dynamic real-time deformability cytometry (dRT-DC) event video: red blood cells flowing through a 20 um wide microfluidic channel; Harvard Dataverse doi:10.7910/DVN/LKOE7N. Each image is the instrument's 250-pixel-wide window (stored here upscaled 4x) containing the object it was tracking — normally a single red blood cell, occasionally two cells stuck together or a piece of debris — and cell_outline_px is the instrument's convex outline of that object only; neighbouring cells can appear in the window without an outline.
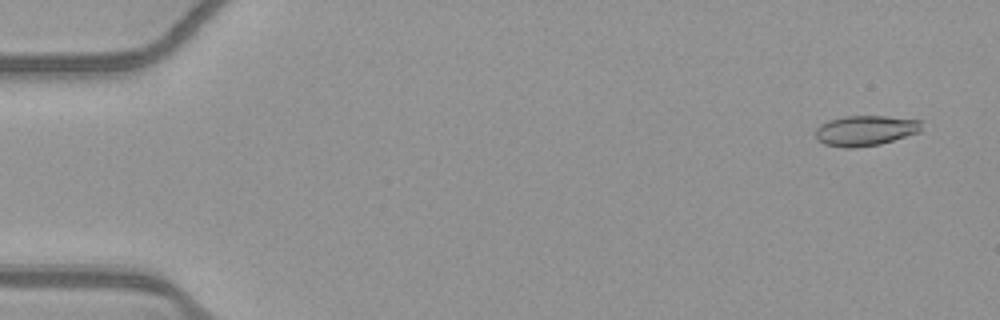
{"species": "common noctule bat (a hibernating species)", "species_latin": "Nyctalus noctula", "temperature_condition": "warm", "stored_images_in_passage": 53, "camera_frame_rate_fps": 3000, "um_per_image_px": 0.085, "animal": {"sex": "female", "body_mass_g": 21.9}, "frame": {"image": 1, "passage_image": 3, "time_ms": 0.667, "image_size_px": [1000, 320], "cell_outline_px": [[924, 120], [920, 132], [880, 144], [856, 148], [844, 148], [824, 144], [816, 140], [816, 128], [820, 124], [828, 120], [844, 116], [884, 116]], "centroid_in_image_um": [73.56, 11.1], "position_along_channel_um": 11.4, "area_um2": 19.02}}
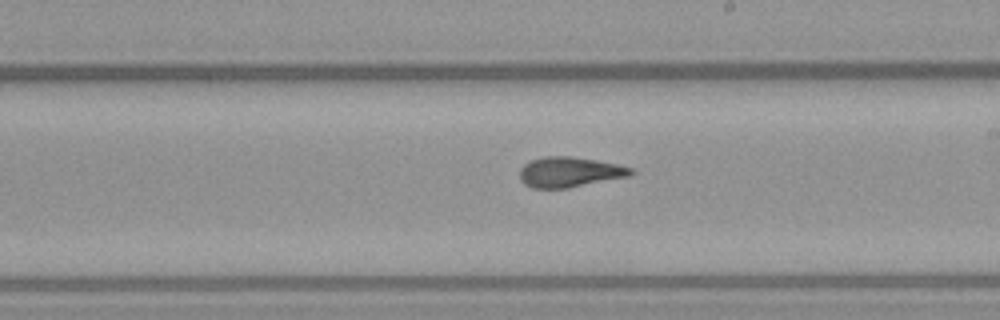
{"frame": {"image": 2, "passage_image": 31, "time_ms": 10.0, "image_size_px": [1000, 320], "cell_outline_px": [[636, 172], [632, 176], [568, 188], [532, 188], [524, 184], [520, 180], [520, 168], [524, 164], [532, 160], [544, 156], [572, 156], [596, 160], [616, 164], [632, 168]], "centroid_in_image_um": [48.43, 14.63], "position_along_channel_um": 240.6, "area_um2": 19.77}}
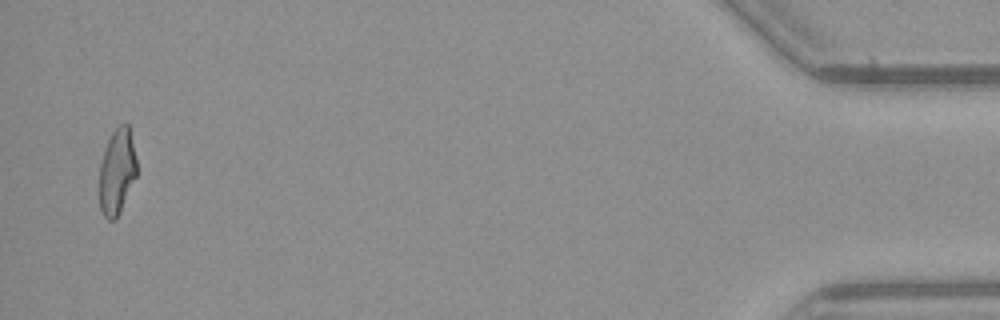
{"frame": {"image": 3, "passage_image": 52, "time_ms": 17.0, "image_size_px": [1000, 320], "cell_outline_px": [[136, 176], [120, 212], [116, 220], [108, 220], [104, 216], [100, 208], [100, 164], [104, 148], [112, 132], [124, 120], [128, 124], [136, 160]], "centroid_in_image_um": [9.93, 14.58], "position_along_channel_um": 425.3, "area_um2": 18.55}, "authors_computed_cell_mechanics": {"area_um2": 19.4786, "velocity_mm_per_s": 3.9136, "shape_relaxation_time_tau1_ms": 9.8214, "shape_relaxation_time_tau2_ms": 1.7105, "deformation_change_tau1": 0.2576, "deformation_change_tau2": 0.0878}}